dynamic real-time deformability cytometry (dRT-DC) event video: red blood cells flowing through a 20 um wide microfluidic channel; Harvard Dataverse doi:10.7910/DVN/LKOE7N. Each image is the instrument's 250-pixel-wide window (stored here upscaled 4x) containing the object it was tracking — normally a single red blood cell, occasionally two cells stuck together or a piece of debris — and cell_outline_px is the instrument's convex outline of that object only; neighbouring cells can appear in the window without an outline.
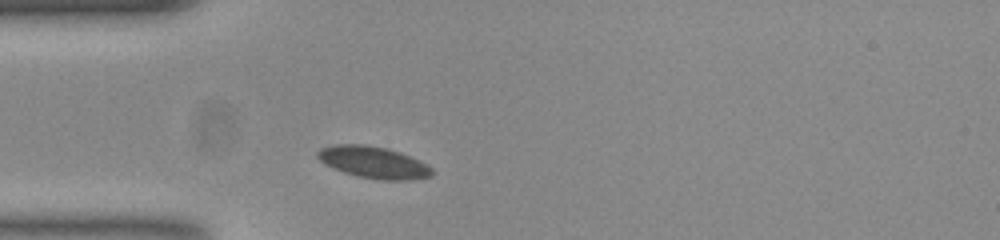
{"species": "common noctule bat (a hibernating species)", "species_latin": "Nyctalus noctula", "temperature_condition": "room temperature", "stored_images_in_passage": 33, "camera_frame_rate_fps": 3000, "um_per_image_px": 0.085, "animal": {"sex": "female", "body_mass_g": 23.0, "forearm_length_mm": 53.4}, "frame": {"image": 1, "passage_image": 1, "time_ms": 0.0, "image_size_px": [1000, 240], "cell_outline_px": [[432, 176], [412, 180], [380, 180], [360, 176], [344, 172], [324, 164], [316, 156], [316, 152], [320, 148], [336, 144], [364, 144], [388, 148], [400, 152], [432, 168]], "centroid_in_image_um": [31.71, 13.79], "position_along_channel_um": 53.3, "area_um2": 21.04}}
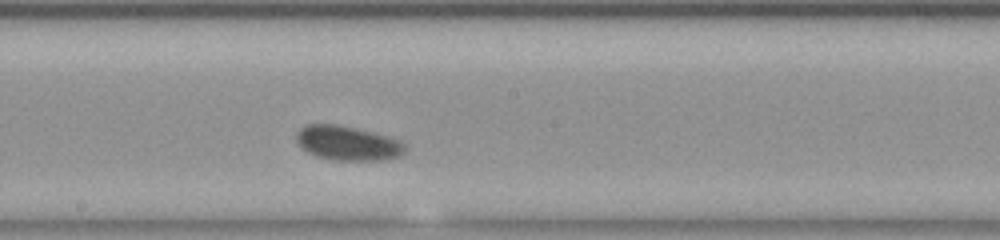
{"frame": {"image": 2, "passage_image": 15, "time_ms": 4.667, "image_size_px": [1000, 240], "cell_outline_px": [[408, 148], [400, 156], [384, 160], [332, 160], [316, 156], [308, 152], [296, 140], [296, 132], [300, 128], [308, 124], [336, 124], [356, 128], [388, 136], [400, 140]], "centroid_in_image_um": [29.57, 12.17], "position_along_channel_um": 218.6, "area_um2": 21.85}}
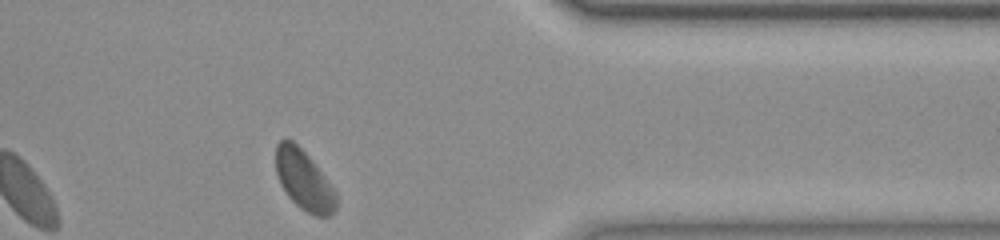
{"frame": {"image": 3, "passage_image": 30, "time_ms": 9.667, "image_size_px": [1000, 240], "cell_outline_px": [[336, 208], [328, 216], [316, 216], [300, 208], [288, 196], [280, 184], [276, 172], [276, 144], [280, 140], [292, 140], [308, 156], [332, 188], [336, 196]], "centroid_in_image_um": [25.79, 15.32], "position_along_channel_um": 385.6, "area_um2": 20.4}, "authors_computed_cell_mechanics": {"area_um2": 20.808, "velocity_mm_per_s": 3.6988, "shape_relaxation_time_tau1_ms": 4.1777, "shape_relaxation_time_tau2_ms": null, "deformation_change_tau1": 0.1133, "deformation_change_tau2": null}}